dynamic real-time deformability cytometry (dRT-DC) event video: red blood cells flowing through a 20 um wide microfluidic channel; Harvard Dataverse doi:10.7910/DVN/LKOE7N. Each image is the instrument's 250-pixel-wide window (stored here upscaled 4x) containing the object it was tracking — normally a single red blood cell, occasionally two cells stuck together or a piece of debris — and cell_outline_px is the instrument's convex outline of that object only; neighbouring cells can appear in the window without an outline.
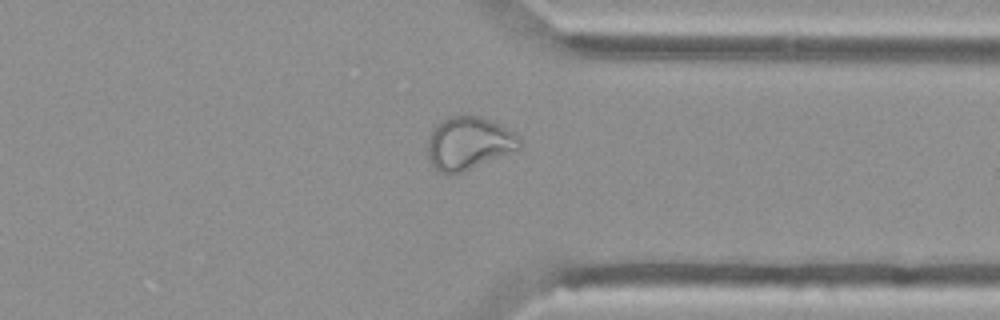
{"species": "Egyptian fruit bat (a non-hibernating species)", "species_latin": "Rousettus aegyptiacus", "temperature_condition": "cold", "stored_images_in_passage": 42, "camera_frame_rate_fps": 3000, "um_per_image_px": 0.085, "animal": {"sex": "female"}, "frame": {"image": 1, "passage_image": 30, "time_ms": 9.667, "image_size_px": [1000, 320], "cell_outline_px": [[520, 148], [464, 172], [452, 176], [440, 172], [432, 168], [428, 160], [428, 140], [432, 132], [448, 116], [480, 116], [500, 124], [520, 136]], "centroid_in_image_um": [39.83, 12.22], "position_along_channel_um": 371.6, "area_um2": 28.26}, "authors_computed_cell_mechanics": {"area_um2": 26.7614, "velocity_mm_per_s": 3.7265, "shape_relaxation_time_tau1_ms": null, "shape_relaxation_time_tau2_ms": 1.5572, "deformation_change_tau1": null, "deformation_change_tau2": 0.0849}}